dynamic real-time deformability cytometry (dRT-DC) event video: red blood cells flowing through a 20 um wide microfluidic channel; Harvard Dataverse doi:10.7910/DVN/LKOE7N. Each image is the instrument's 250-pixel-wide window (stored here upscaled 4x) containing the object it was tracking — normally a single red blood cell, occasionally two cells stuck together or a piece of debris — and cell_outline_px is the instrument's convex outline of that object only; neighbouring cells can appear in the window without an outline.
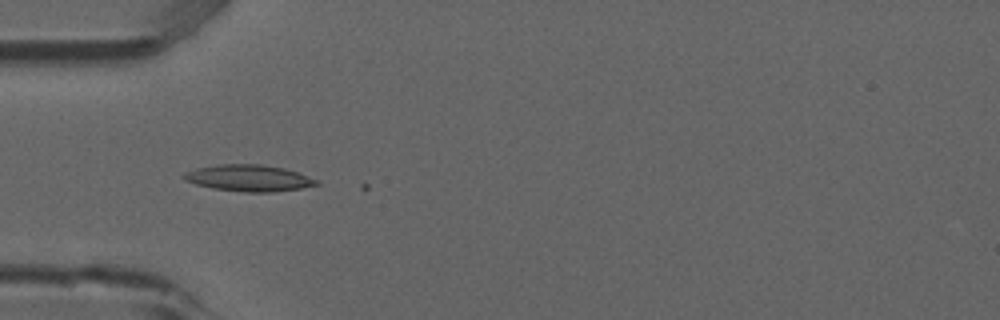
{"species": "common noctule bat (a hibernating species)", "species_latin": "Nyctalus noctula", "temperature_condition": "room temperature", "stored_images_in_passage": 5, "camera_frame_rate_fps": 3000, "um_per_image_px": 0.085, "animal": {"sex": "male", "forearm_length_mm": 52.5}, "frame": {"image": 1, "passage_image": 5, "time_ms": 1.333, "image_size_px": [1000, 320], "cell_outline_px": [[320, 184], [300, 188], [272, 192], [248, 192], [212, 188], [196, 184], [184, 180], [180, 176], [196, 168], [216, 164], [260, 164], [284, 168], [320, 180]], "centroid_in_image_um": [21.15, 15.13], "position_along_channel_um": 63.9, "area_um2": 20.4}}